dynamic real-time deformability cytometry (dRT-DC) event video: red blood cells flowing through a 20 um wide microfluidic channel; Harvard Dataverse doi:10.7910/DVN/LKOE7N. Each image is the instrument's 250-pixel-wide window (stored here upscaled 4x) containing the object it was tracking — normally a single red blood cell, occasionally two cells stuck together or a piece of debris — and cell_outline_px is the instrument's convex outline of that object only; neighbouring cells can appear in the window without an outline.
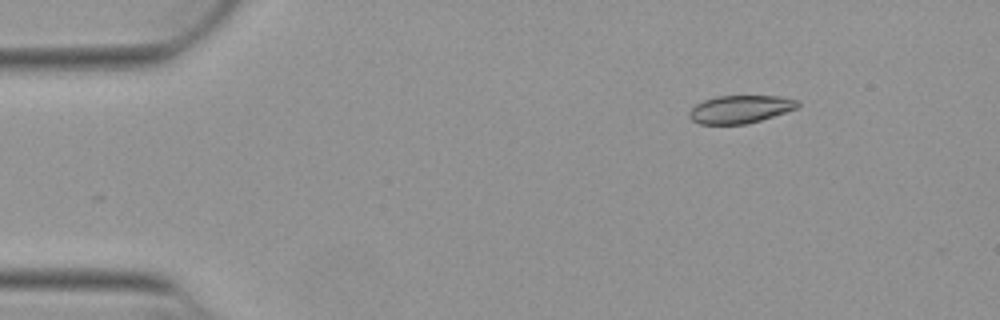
{"species": "Egyptian fruit bat (a non-hibernating species)", "species_latin": "Rousettus aegyptiacus", "temperature_condition": "warm", "stored_images_in_passage": 47, "camera_frame_rate_fps": 3000, "um_per_image_px": 0.085, "animal": {"sex": "female"}, "frame": {"image": 1, "passage_image": 2, "time_ms": 0.333, "image_size_px": [1000, 320], "cell_outline_px": [[800, 104], [796, 108], [748, 124], [700, 124], [692, 120], [688, 116], [688, 112], [696, 104], [704, 100], [716, 96], [780, 96], [800, 100]], "centroid_in_image_um": [62.91, 9.28], "position_along_channel_um": 22.1, "area_um2": 17.57}}
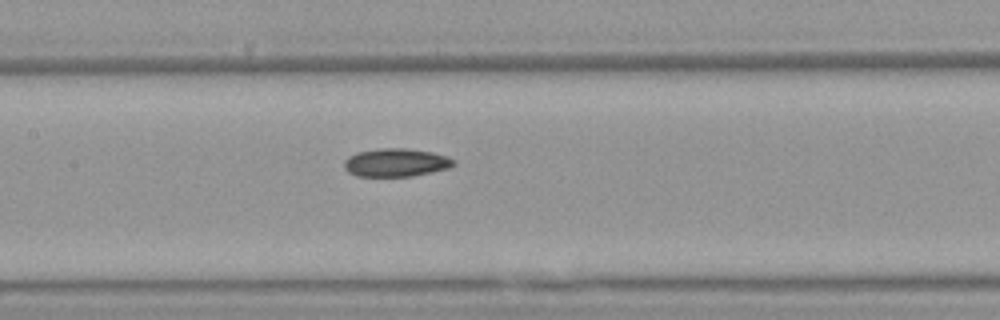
{"frame": {"image": 2, "passage_image": 20, "time_ms": 6.333, "image_size_px": [1000, 320], "cell_outline_px": [[456, 164], [448, 168], [432, 172], [412, 176], [356, 176], [348, 172], [344, 168], [344, 160], [348, 156], [356, 152], [380, 148], [408, 148], [432, 152], [456, 160]], "centroid_in_image_um": [33.63, 13.81], "position_along_channel_um": 173.8, "area_um2": 18.09}}
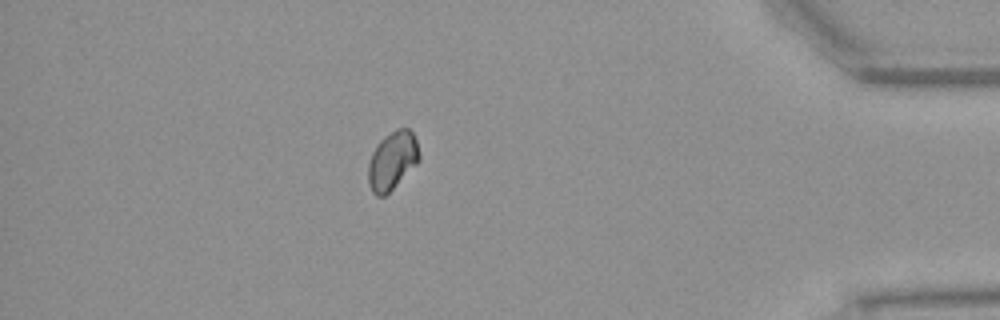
{"frame": {"image": 3, "passage_image": 41, "time_ms": 13.333, "image_size_px": [1000, 320], "cell_outline_px": [[420, 160], [384, 196], [376, 196], [372, 192], [368, 184], [368, 164], [372, 152], [376, 144], [384, 136], [396, 128], [408, 128], [412, 132], [416, 140], [420, 152]], "centroid_in_image_um": [33.33, 13.62], "position_along_channel_um": 401.9, "area_um2": 17.28}, "authors_computed_cell_mechanics": {"area_um2": 17.8024, "velocity_mm_per_s": 3.8761, "shape_relaxation_time_tau1_ms": null, "shape_relaxation_time_tau2_ms": 5.7188, "deformation_change_tau1": null, "deformation_change_tau2": 0.0582}}